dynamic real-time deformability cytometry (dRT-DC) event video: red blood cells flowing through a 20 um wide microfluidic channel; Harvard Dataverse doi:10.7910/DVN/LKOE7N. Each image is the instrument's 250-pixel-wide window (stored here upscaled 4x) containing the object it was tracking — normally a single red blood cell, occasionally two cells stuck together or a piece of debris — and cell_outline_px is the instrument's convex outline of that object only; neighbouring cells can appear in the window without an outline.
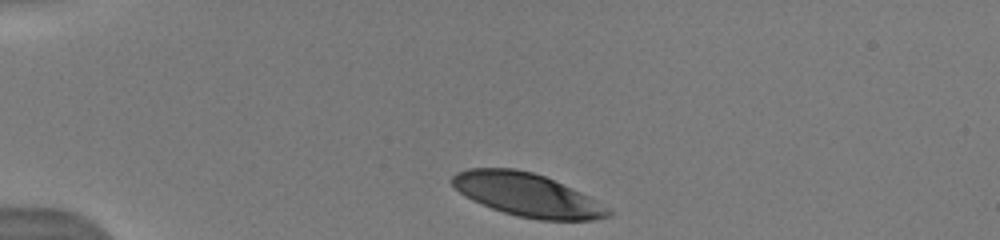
{"species": "human", "species_latin": "Homo sapiens", "temperature_condition": "warm", "stored_images_in_passage": 6, "camera_frame_rate_fps": 3000, "um_per_image_px": 0.085, "donor": {"sex": "male"}, "frame": {"image": 1, "passage_image": 1, "time_ms": 0.0, "image_size_px": [1000, 240], "cell_outline_px": [[612, 216], [592, 220], [540, 220], [516, 216], [480, 204], [464, 196], [448, 180], [456, 172], [468, 168], [516, 168], [532, 172], [544, 176], [572, 188], [612, 208]], "centroid_in_image_um": [44.81, 16.56], "position_along_channel_um": 40.2, "area_um2": 39.48}}